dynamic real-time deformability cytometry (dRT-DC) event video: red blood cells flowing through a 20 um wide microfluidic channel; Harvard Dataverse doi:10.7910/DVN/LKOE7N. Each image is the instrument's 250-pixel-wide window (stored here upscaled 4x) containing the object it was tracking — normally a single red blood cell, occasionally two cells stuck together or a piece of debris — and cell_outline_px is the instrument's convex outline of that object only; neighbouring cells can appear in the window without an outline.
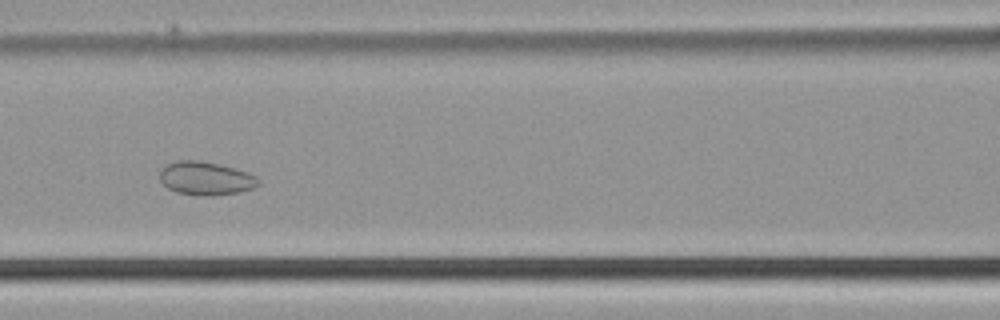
{"species": "common noctule bat (a hibernating species)", "species_latin": "Nyctalus noctula", "temperature_condition": "cold", "stored_images_in_passage": 50, "segment_of_instrument_passage": [1, 2], "camera_frame_rate_fps": 3000, "um_per_image_px": 0.085, "animal": {"sex": "male", "body_mass_g": 21.5, "forearm_length_mm": 52.0}, "frame": {"image": 1, "passage_image": 21, "time_ms": 6.667, "image_size_px": [1000, 320], "cell_outline_px": [[260, 184], [252, 188], [240, 192], [212, 196], [200, 196], [176, 192], [168, 188], [160, 180], [160, 168], [168, 164], [180, 160], [196, 160], [220, 164], [248, 172], [256, 176], [260, 180]], "centroid_in_image_um": [17.5, 15.17], "position_along_channel_um": 149.1, "area_um2": 19.31}}
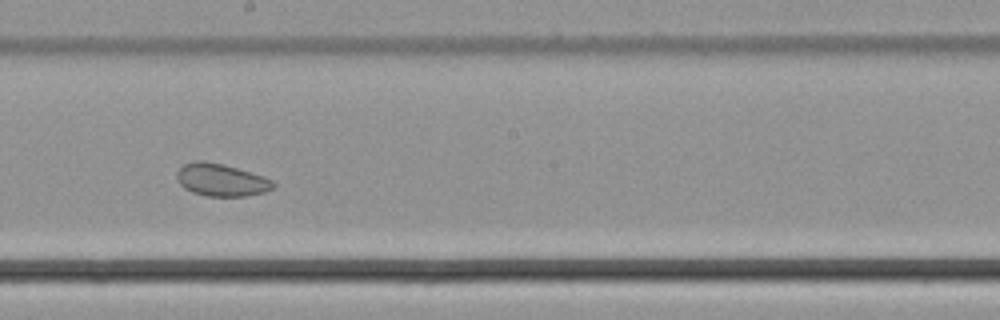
{"frame": {"image": 2, "passage_image": 27, "time_ms": 8.667, "image_size_px": [1000, 320], "cell_outline_px": [[276, 184], [272, 188], [264, 192], [244, 196], [208, 196], [192, 192], [184, 188], [180, 184], [176, 176], [176, 172], [184, 164], [196, 160], [204, 160], [224, 164], [264, 176], [272, 180]], "centroid_in_image_um": [18.79, 15.28], "position_along_channel_um": 229.4, "area_um2": 18.26}}
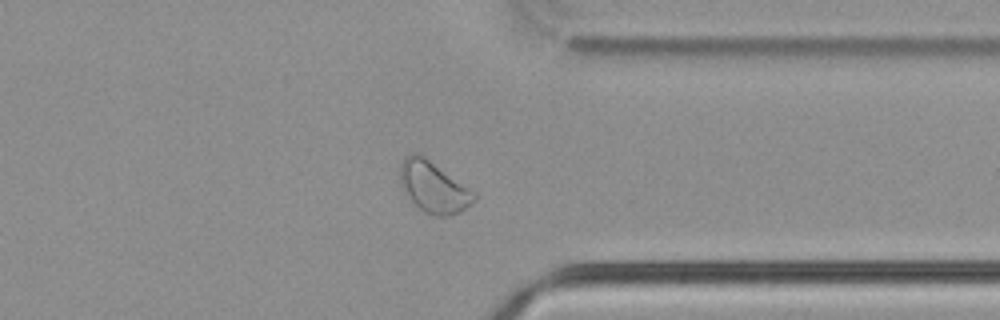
{"frame": {"image": 3, "passage_image": 38, "time_ms": 12.333, "image_size_px": [1000, 320], "cell_outline_px": [[476, 200], [460, 212], [448, 216], [436, 216], [424, 212], [408, 196], [400, 184], [400, 164], [404, 156], [412, 152], [420, 152], [476, 192]], "centroid_in_image_um": [36.86, 15.86], "position_along_channel_um": 374.5, "area_um2": 22.31}}